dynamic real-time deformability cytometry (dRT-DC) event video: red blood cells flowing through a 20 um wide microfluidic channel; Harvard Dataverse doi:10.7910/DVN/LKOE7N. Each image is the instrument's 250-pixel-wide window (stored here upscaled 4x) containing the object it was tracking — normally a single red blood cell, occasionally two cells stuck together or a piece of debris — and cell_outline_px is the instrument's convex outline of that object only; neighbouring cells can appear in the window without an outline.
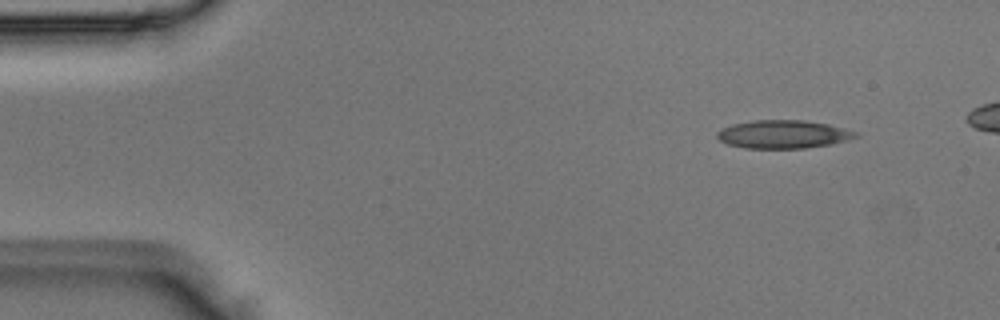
{"species": "Egyptian fruit bat (a non-hibernating species)", "species_latin": "Rousettus aegyptiacus", "temperature_condition": "room temperature", "stored_images_in_passage": 5, "segment_of_instrument_passage": [2, 2], "camera_frame_rate_fps": 3000, "um_per_image_px": 0.085, "animal": {"sex": "male"}, "frame": {"image": 1, "passage_image": 5, "time_ms": 1.333, "image_size_px": [1000, 320], "cell_outline_px": [[860, 136], [828, 144], [804, 148], [744, 148], [728, 144], [720, 140], [716, 136], [716, 132], [720, 128], [732, 124], [752, 120], [804, 120], [828, 124], [860, 132]], "centroid_in_image_um": [66.54, 11.4], "position_along_channel_um": 18.5, "area_um2": 22.77}}